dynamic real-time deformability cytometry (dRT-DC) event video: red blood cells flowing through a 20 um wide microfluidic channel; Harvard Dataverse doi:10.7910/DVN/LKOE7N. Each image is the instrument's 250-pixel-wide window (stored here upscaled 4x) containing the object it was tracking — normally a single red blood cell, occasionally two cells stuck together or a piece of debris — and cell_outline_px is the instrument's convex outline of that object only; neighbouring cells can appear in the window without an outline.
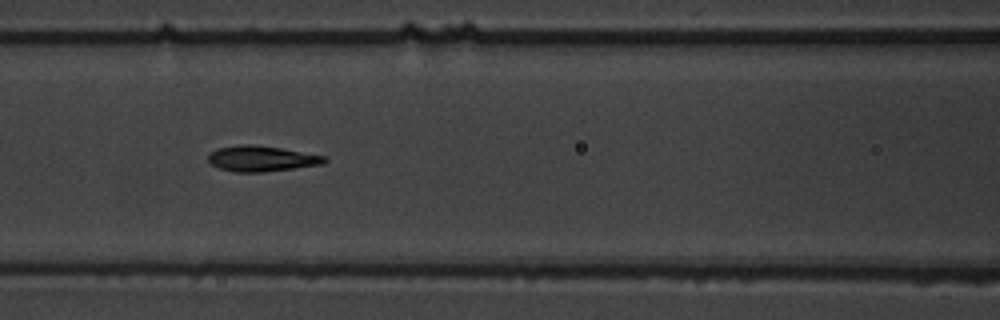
{"species": "common noctule bat (a hibernating species)", "species_latin": "Nyctalus noctula", "temperature_condition": "warm", "stored_images_in_passage": 9, "camera_frame_rate_fps": 3000, "um_per_image_px": 0.085, "animal": {"sex": "male", "body_mass_g": 19.5, "forearm_length_mm": 54.6}, "frame": {"image": 1, "passage_image": 6, "time_ms": 5.667, "image_size_px": [1000, 320], "cell_outline_px": [[328, 160], [324, 164], [264, 172], [236, 172], [220, 168], [212, 164], [208, 160], [208, 152], [216, 148], [240, 144], [248, 144], [280, 148], [324, 156]], "centroid_in_image_um": [22.19, 13.48], "position_along_channel_um": 144.4, "area_um2": 17.28}}
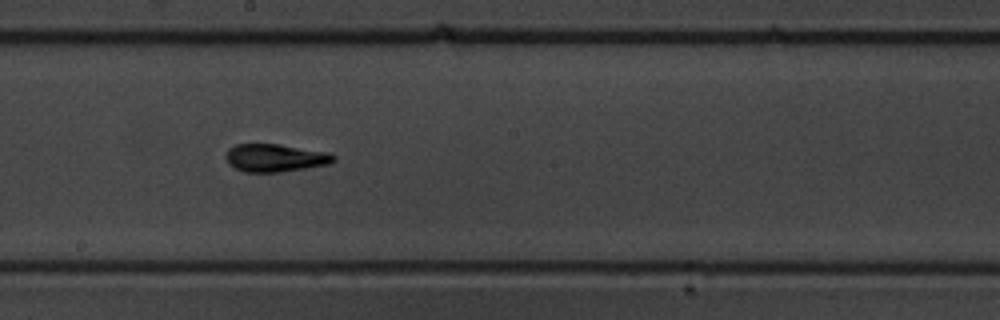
{"frame": {"image": 2, "passage_image": 8, "time_ms": 8.0, "image_size_px": [1000, 320], "cell_outline_px": [[336, 160], [328, 164], [308, 168], [280, 172], [244, 172], [228, 164], [224, 156], [228, 148], [236, 144], [280, 144], [328, 152], [336, 156]], "centroid_in_image_um": [23.38, 13.42], "position_along_channel_um": 224.8, "area_um2": 17.69}}
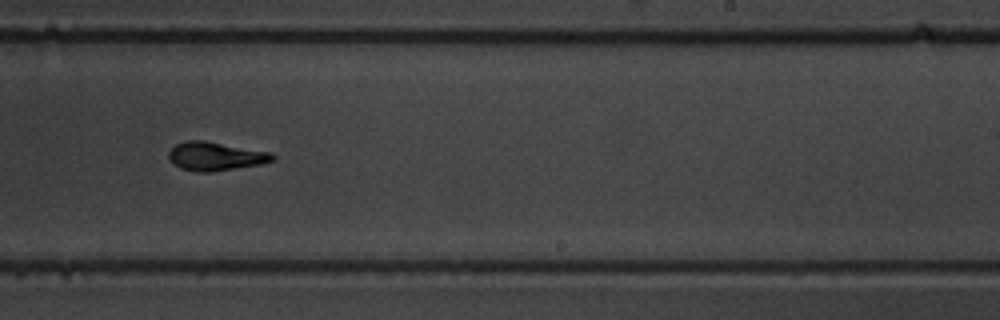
{"frame": {"image": 3, "passage_image": 9, "time_ms": 9.333, "image_size_px": [1000, 320], "cell_outline_px": [[276, 160], [260, 164], [212, 172], [196, 172], [180, 168], [172, 164], [168, 156], [168, 152], [176, 144], [188, 140], [204, 140], [272, 152], [276, 156]], "centroid_in_image_um": [18.32, 13.28], "position_along_channel_um": 270.7, "area_um2": 17.51}}